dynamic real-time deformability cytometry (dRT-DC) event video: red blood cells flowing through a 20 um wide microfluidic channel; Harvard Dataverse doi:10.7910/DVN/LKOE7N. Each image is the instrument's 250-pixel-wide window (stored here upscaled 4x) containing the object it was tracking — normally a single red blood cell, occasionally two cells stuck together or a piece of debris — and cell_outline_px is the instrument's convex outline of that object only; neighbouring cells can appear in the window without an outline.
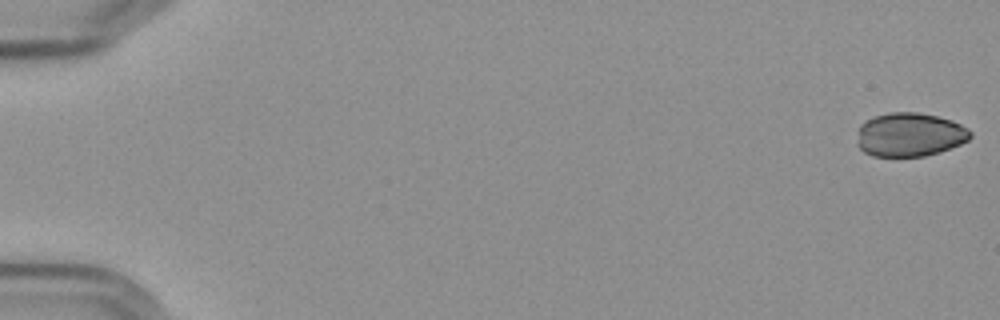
{"species": "Egyptian fruit bat (a non-hibernating species)", "species_latin": "Rousettus aegyptiacus", "temperature_condition": "cold", "stored_images_in_passage": 57, "camera_frame_rate_fps": 3000, "um_per_image_px": 0.085, "frame": {"image": 1, "passage_image": 1, "time_ms": 0.0, "image_size_px": [1000, 320], "cell_outline_px": [[972, 136], [968, 140], [960, 144], [940, 152], [924, 156], [872, 156], [864, 152], [856, 144], [860, 124], [864, 120], [888, 112], [916, 112], [936, 116], [952, 120], [968, 128], [972, 132]], "centroid_in_image_um": [77.32, 11.44], "position_along_channel_um": 7.7, "area_um2": 29.07}}
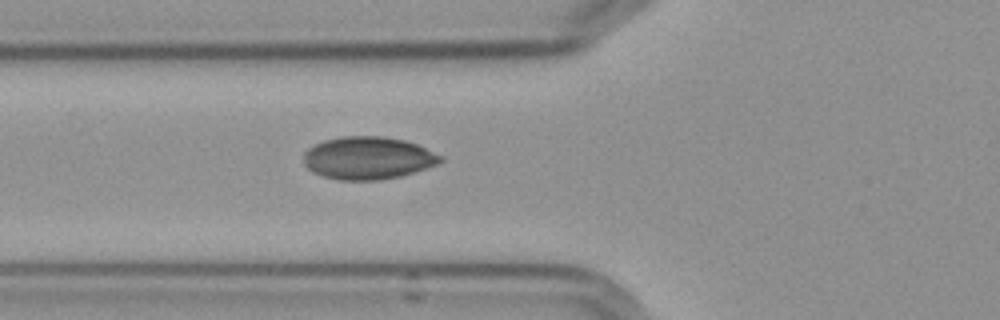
{"frame": {"image": 2, "passage_image": 22, "time_ms": 7.0, "image_size_px": [1000, 320], "cell_outline_px": [[444, 160], [436, 164], [400, 176], [376, 180], [340, 180], [324, 176], [312, 172], [304, 164], [304, 152], [308, 148], [324, 140], [340, 136], [384, 136], [404, 140], [416, 144], [444, 156]], "centroid_in_image_um": [31.26, 13.42], "position_along_channel_um": 94.5, "area_um2": 33.87}}
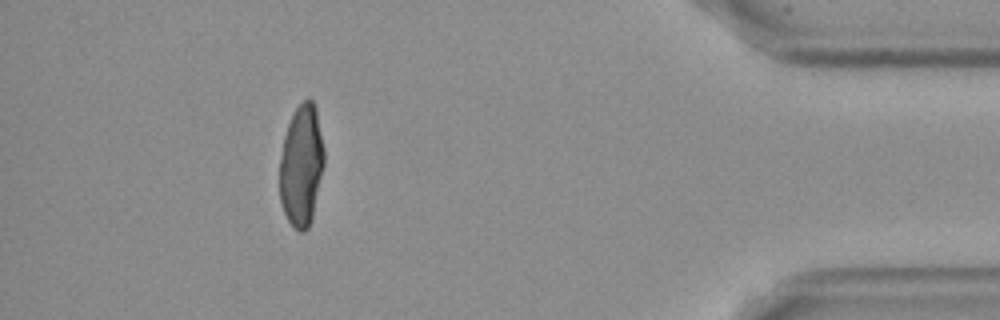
{"frame": {"image": 3, "passage_image": 52, "time_ms": 17.0, "image_size_px": [1000, 320], "cell_outline_px": [[324, 164], [312, 220], [308, 228], [304, 232], [300, 232], [288, 220], [284, 212], [280, 200], [280, 156], [284, 136], [288, 124], [296, 108], [308, 96], [312, 100], [316, 108], [324, 148]], "centroid_in_image_um": [25.63, 14.07], "position_along_channel_um": 409.6, "area_um2": 31.5}}